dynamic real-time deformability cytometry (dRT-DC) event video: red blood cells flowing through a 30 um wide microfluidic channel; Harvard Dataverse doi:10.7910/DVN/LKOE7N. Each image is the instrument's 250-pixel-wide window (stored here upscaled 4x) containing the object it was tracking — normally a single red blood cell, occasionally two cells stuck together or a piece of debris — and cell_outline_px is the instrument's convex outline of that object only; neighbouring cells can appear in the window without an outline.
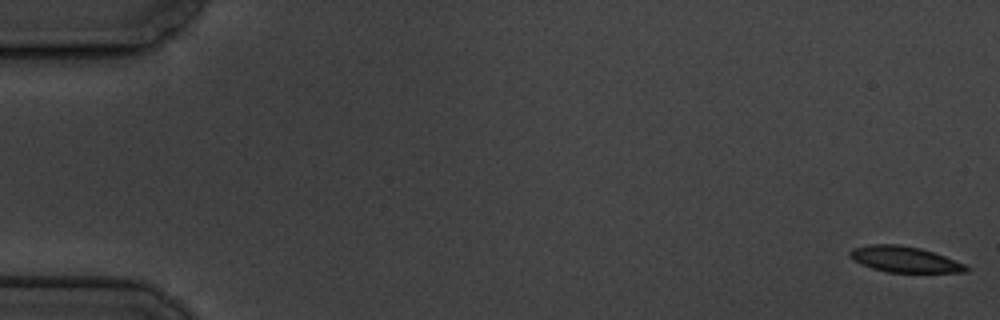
{"species": "common noctule bat (a hibernating species)", "species_latin": "Nyctalus noctula", "temperature_condition": "cold", "stored_images_in_passage": 5, "camera_frame_rate_fps": 3000, "um_per_image_px": 0.085, "animal": {"sex": "male", "body_mass_g": 19.5, "forearm_length_mm": 54.6}, "frame": {"image": 1, "passage_image": 1, "time_ms": 0.0, "image_size_px": [1000, 320], "cell_outline_px": [[968, 272], [888, 272], [872, 268], [860, 264], [852, 260], [848, 256], [848, 252], [852, 248], [872, 244], [900, 244], [920, 248], [944, 256], [964, 264], [968, 268]], "centroid_in_image_um": [76.81, 22.03], "position_along_channel_um": 8.2, "area_um2": 17.46}}